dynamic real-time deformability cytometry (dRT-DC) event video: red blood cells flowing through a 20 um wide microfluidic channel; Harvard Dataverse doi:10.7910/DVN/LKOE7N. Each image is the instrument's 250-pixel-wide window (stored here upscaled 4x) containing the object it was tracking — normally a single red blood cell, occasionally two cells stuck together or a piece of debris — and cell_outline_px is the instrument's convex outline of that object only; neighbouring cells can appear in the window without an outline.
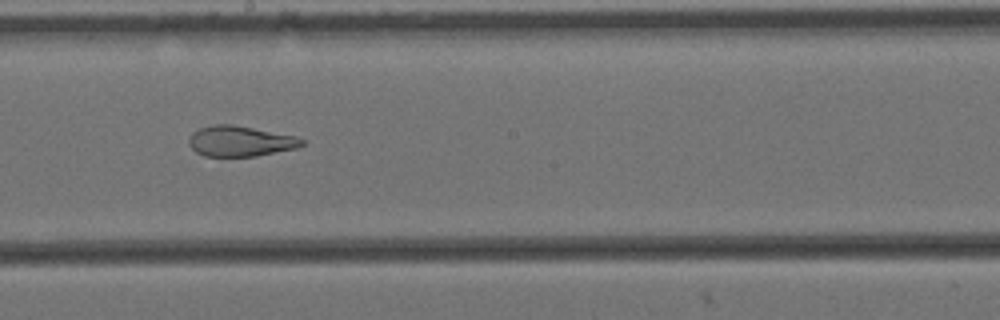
{"species": "Egyptian fruit bat (a non-hibernating species)", "species_latin": "Rousettus aegyptiacus", "temperature_condition": "cold", "stored_images_in_passage": 9, "camera_frame_rate_fps": 3000, "um_per_image_px": 0.085, "animal": {"sex": "female"}, "frame": {"image": 1, "passage_image": 8, "time_ms": 2.333, "image_size_px": [1000, 320], "cell_outline_px": [[304, 144], [296, 148], [256, 156], [204, 156], [196, 152], [188, 144], [188, 140], [192, 132], [200, 128], [212, 124], [232, 124], [296, 136], [304, 140]], "centroid_in_image_um": [20.39, 11.99], "position_along_channel_um": 227.8, "area_um2": 20.06}}